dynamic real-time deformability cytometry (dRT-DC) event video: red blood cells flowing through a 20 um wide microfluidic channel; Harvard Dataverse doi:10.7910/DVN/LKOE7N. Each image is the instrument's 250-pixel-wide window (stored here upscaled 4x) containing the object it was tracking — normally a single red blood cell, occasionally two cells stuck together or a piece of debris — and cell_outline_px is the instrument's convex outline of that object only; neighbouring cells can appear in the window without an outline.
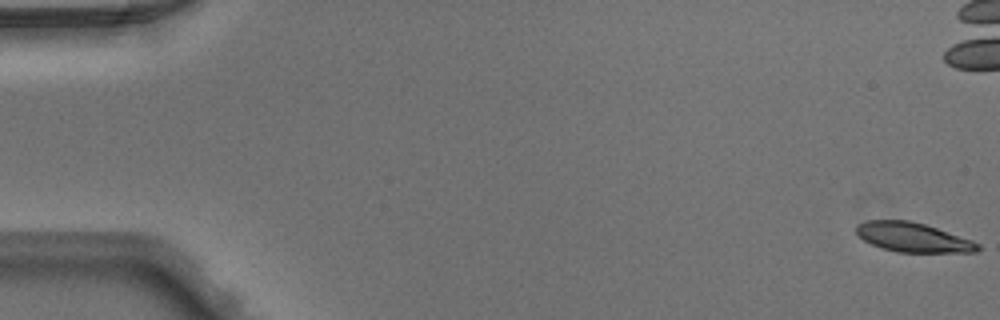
{"species": "Egyptian fruit bat (a non-hibernating species)", "species_latin": "Rousettus aegyptiacus", "temperature_condition": "warm", "stored_images_in_passage": 50, "camera_frame_rate_fps": 3000, "um_per_image_px": 0.085, "animal": {"sex": "male"}, "frame": {"image": 1, "passage_image": 1, "time_ms": 0.0, "image_size_px": [1000, 320], "cell_outline_px": [[980, 248], [976, 252], [896, 252], [880, 248], [864, 240], [856, 232], [856, 224], [868, 220], [908, 220], [924, 224], [972, 240], [980, 244]], "centroid_in_image_um": [77.58, 20.17], "position_along_channel_um": 7.4, "area_um2": 20.69}}
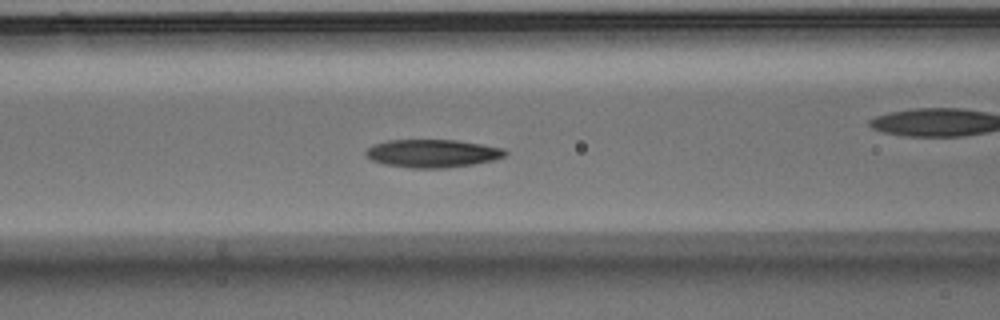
{"frame": {"image": 2, "passage_image": 21, "time_ms": 6.667, "image_size_px": [1000, 320], "cell_outline_px": [[508, 152], [504, 156], [492, 160], [472, 164], [444, 168], [412, 168], [384, 164], [372, 160], [364, 152], [372, 144], [388, 140], [456, 140], [504, 148]], "centroid_in_image_um": [36.74, 13.03], "position_along_channel_um": 129.9, "area_um2": 22.6}}
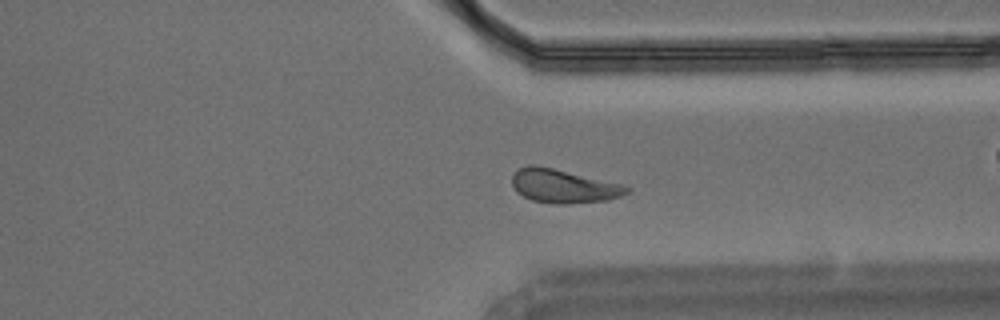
{"frame": {"image": 3, "passage_image": 38, "time_ms": 12.333, "image_size_px": [1000, 320], "cell_outline_px": [[632, 188], [628, 192], [620, 196], [608, 200], [560, 204], [556, 204], [532, 200], [516, 192], [512, 184], [512, 176], [516, 168], [528, 164], [536, 164], [624, 184]], "centroid_in_image_um": [47.87, 15.79], "position_along_channel_um": 363.5, "area_um2": 22.72}}